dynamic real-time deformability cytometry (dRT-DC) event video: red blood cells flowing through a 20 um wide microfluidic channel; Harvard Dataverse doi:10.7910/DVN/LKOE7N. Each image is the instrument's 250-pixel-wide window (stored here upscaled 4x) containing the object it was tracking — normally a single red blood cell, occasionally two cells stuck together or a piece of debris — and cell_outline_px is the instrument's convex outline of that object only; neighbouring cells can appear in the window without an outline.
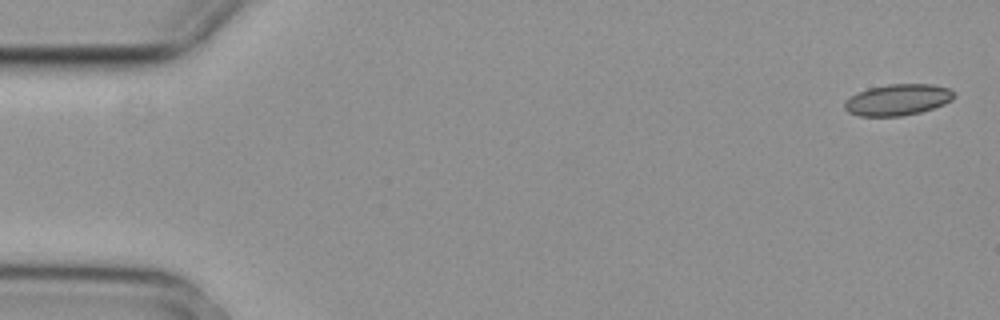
{"species": "common noctule bat (a hibernating species)", "species_latin": "Nyctalus noctula", "temperature_condition": "cold", "stored_images_in_passage": 4, "camera_frame_rate_fps": 3000, "um_per_image_px": 0.085, "animal": {"sex": "female", "body_mass_g": 29.2, "forearm_length_mm": 56.3}, "frame": {"image": 1, "passage_image": 1, "time_ms": 0.0, "image_size_px": [1000, 320], "cell_outline_px": [[956, 96], [952, 100], [944, 104], [920, 112], [900, 116], [860, 116], [848, 112], [844, 108], [844, 104], [852, 96], [868, 88], [888, 84], [932, 84], [948, 88]], "centroid_in_image_um": [76.32, 8.48], "position_along_channel_um": 8.7, "area_um2": 19.71}}